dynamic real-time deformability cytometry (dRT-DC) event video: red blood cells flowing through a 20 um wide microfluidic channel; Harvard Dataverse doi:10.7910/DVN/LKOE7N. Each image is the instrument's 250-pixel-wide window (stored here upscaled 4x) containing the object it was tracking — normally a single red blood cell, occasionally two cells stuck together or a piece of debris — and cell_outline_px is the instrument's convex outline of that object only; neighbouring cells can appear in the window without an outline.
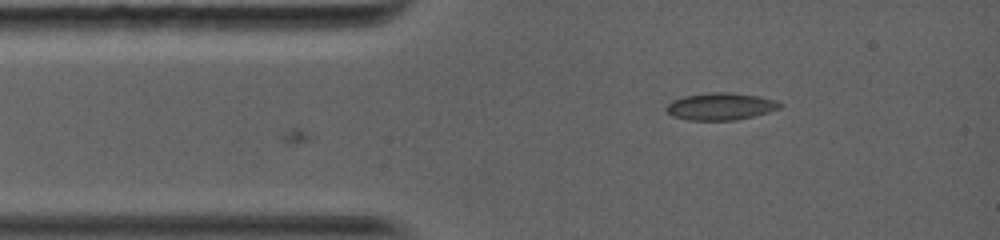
{"species": "common noctule bat (a hibernating species)", "species_latin": "Nyctalus noctula", "temperature_condition": "warm", "stored_images_in_passage": 22, "camera_frame_rate_fps": 5000, "um_per_image_px": 0.085, "animal": {"sex": "female", "body_mass_g": 19.0, "forearm_length_mm": 56.7}, "frame": {"image": 1, "passage_image": 1, "time_ms": 0.0, "image_size_px": [1000, 240], "cell_outline_px": [[784, 104], [780, 108], [768, 112], [736, 120], [688, 120], [672, 116], [664, 108], [672, 100], [684, 96], [708, 92], [732, 92], [760, 96], [776, 100]], "centroid_in_image_um": [61.25, 9.03], "position_along_channel_um": 23.7, "area_um2": 18.15}}
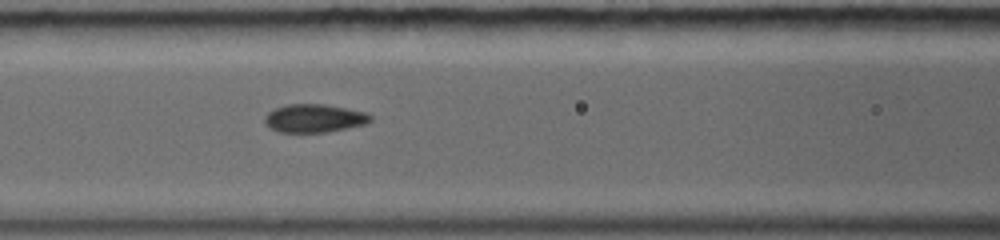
{"frame": {"image": 2, "passage_image": 10, "time_ms": 3.4, "image_size_px": [1000, 240], "cell_outline_px": [[372, 120], [364, 124], [348, 128], [328, 132], [280, 132], [268, 128], [264, 120], [264, 116], [268, 112], [276, 108], [288, 104], [324, 104], [364, 112], [372, 116]], "centroid_in_image_um": [26.68, 10.06], "position_along_channel_um": 139.9, "area_um2": 17.34}}
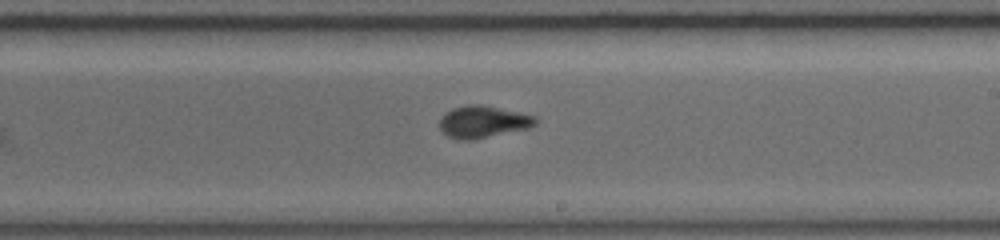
{"frame": {"image": 3, "passage_image": 19, "time_ms": 6.0, "image_size_px": [1000, 240], "cell_outline_px": [[540, 120], [536, 124], [528, 128], [472, 140], [460, 140], [448, 136], [440, 132], [440, 116], [452, 108], [468, 104], [480, 104], [520, 112], [536, 116]], "centroid_in_image_um": [41.05, 10.35], "position_along_channel_um": 248.0, "area_um2": 18.09}}